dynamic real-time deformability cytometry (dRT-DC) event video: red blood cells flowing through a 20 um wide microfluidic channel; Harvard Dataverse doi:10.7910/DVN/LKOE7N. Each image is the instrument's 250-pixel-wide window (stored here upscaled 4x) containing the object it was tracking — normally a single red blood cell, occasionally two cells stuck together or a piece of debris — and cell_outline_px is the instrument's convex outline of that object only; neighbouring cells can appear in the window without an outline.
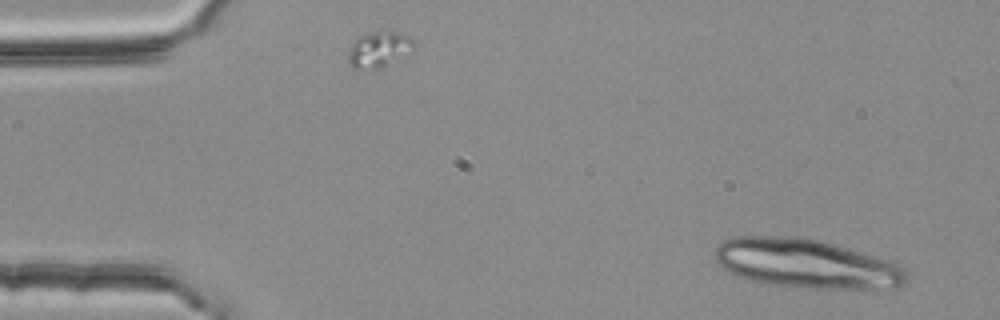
{"species": "common noctule bat (a hibernating species)", "species_latin": "Nyctalus noctula", "temperature_condition": "room temperature", "stored_images_in_passage": 4, "camera_frame_rate_fps": 3000, "um_per_image_px": 0.085, "animal": {"sex": "female", "body_mass_g": 25.1}, "frame": {"image": 1, "passage_image": 1, "time_ms": 0.0, "image_size_px": [1000, 320], "cell_outline_px": [[908, 280], [904, 288], [812, 288], [760, 284], [744, 280], [724, 268], [716, 260], [716, 248], [724, 240], [732, 236], [800, 236], [848, 248], [896, 264], [904, 268], [908, 272]], "centroid_in_image_um": [68.51, 22.42], "position_along_channel_um": 16.5, "area_um2": 54.85}}